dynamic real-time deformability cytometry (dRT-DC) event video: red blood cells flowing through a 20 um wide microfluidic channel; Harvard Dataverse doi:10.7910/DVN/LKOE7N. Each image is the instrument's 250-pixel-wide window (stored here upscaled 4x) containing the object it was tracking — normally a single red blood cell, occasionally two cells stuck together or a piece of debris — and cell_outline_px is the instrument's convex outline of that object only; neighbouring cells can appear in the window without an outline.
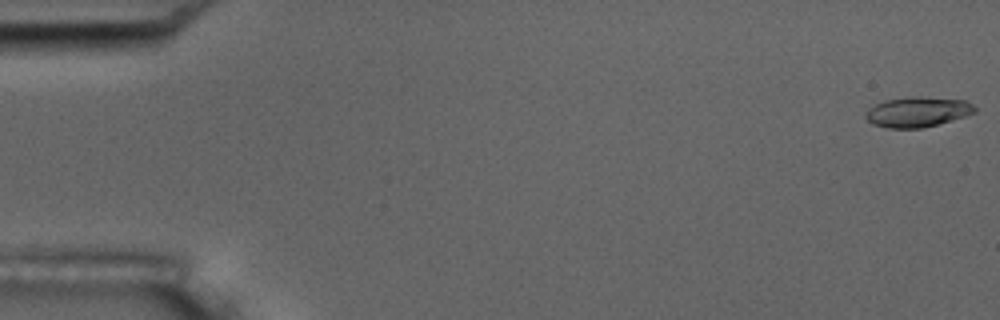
{"species": "common noctule bat (a hibernating species)", "species_latin": "Nyctalus noctula", "temperature_condition": "room temperature", "stored_images_in_passage": 6, "camera_frame_rate_fps": 3000, "um_per_image_px": 0.085, "animal": {"sex": "male", "body_mass_g": 17.5, "forearm_length_mm": 52.3}, "frame": {"image": 1, "passage_image": 1, "time_ms": 0.0, "image_size_px": [1000, 320], "cell_outline_px": [[976, 112], [940, 124], [920, 128], [888, 128], [872, 124], [864, 116], [864, 112], [868, 108], [884, 100], [912, 96], [916, 96], [964, 100], [972, 104], [976, 108]], "centroid_in_image_um": [77.96, 9.51], "position_along_channel_um": 7.0, "area_um2": 19.25}}